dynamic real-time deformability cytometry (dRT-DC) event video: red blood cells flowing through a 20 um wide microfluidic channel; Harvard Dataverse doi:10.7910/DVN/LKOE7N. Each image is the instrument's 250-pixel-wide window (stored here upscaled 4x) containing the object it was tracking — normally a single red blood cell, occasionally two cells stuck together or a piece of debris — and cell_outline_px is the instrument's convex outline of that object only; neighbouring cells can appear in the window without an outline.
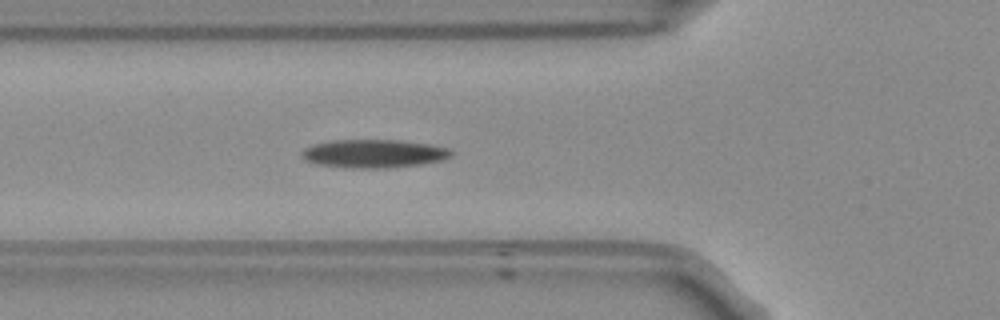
{"species": "Egyptian fruit bat (a non-hibernating species)", "species_latin": "Rousettus aegyptiacus", "temperature_condition": "room temperature", "stored_images_in_passage": 44, "camera_frame_rate_fps": 3000, "um_per_image_px": 0.085, "frame": {"image": 1, "passage_image": 13, "time_ms": 4.0, "image_size_px": [1000, 320], "cell_outline_px": [[452, 156], [444, 160], [420, 164], [392, 168], [352, 168], [316, 164], [304, 160], [300, 152], [304, 148], [312, 144], [332, 140], [400, 140], [428, 144], [448, 148], [452, 152]], "centroid_in_image_um": [31.75, 13.06], "position_along_channel_um": 94.1, "area_um2": 24.85}}
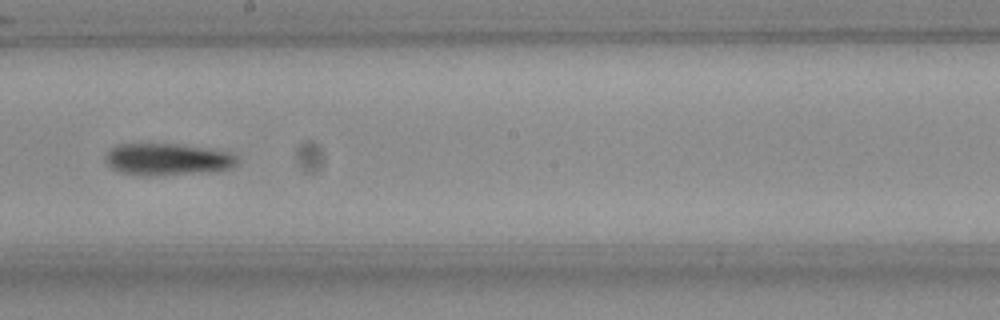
{"frame": {"image": 2, "passage_image": 24, "time_ms": 7.667, "image_size_px": [1000, 320], "cell_outline_px": [[236, 164], [228, 168], [208, 172], [148, 176], [140, 176], [120, 172], [112, 168], [104, 160], [104, 156], [116, 144], [180, 144], [232, 152], [236, 156]], "centroid_in_image_um": [14.2, 13.54], "position_along_channel_um": 234.0, "area_um2": 24.57}}
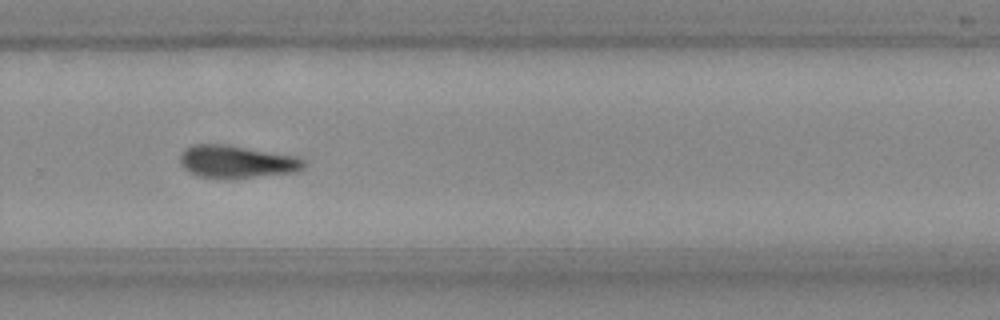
{"frame": {"image": 3, "passage_image": 30, "time_ms": 9.667, "image_size_px": [1000, 320], "cell_outline_px": [[308, 164], [304, 168], [296, 172], [228, 180], [200, 176], [184, 168], [180, 164], [180, 152], [184, 148], [192, 144], [228, 144], [296, 156], [304, 160]], "centroid_in_image_um": [20.13, 13.75], "position_along_channel_um": 309.7, "area_um2": 24.04}, "authors_computed_cell_mechanics": {"area_um2": 23.6691, "velocity_mm_per_s": 3.7989, "shape_relaxation_time_tau1_ms": 6.0743, "shape_relaxation_time_tau2_ms": null, "deformation_change_tau1": 0.1503, "deformation_change_tau2": null}}